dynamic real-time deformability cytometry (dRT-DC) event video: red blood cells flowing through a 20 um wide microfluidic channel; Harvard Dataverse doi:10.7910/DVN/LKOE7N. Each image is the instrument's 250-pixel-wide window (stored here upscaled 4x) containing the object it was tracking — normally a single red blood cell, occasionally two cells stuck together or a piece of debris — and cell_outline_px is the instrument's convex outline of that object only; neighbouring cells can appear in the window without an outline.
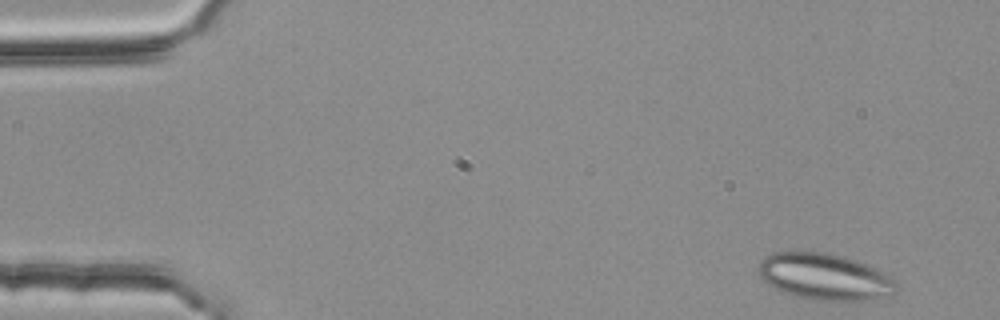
{"species": "common noctule bat (a hibernating species)", "species_latin": "Nyctalus noctula", "temperature_condition": "room temperature", "stored_images_in_passage": 3, "camera_frame_rate_fps": 3000, "um_per_image_px": 0.085, "animal": {"sex": "female", "body_mass_g": 25.1}, "frame": {"image": 1, "passage_image": 1, "time_ms": 0.0, "image_size_px": [1000, 320], "cell_outline_px": [[896, 292], [892, 296], [872, 300], [816, 300], [796, 296], [776, 288], [768, 284], [760, 276], [756, 268], [760, 260], [764, 256], [772, 252], [828, 252], [844, 256], [856, 260], [876, 268], [892, 276], [896, 284]], "centroid_in_image_um": [70.12, 23.51], "position_along_channel_um": 14.9, "area_um2": 37.63}}